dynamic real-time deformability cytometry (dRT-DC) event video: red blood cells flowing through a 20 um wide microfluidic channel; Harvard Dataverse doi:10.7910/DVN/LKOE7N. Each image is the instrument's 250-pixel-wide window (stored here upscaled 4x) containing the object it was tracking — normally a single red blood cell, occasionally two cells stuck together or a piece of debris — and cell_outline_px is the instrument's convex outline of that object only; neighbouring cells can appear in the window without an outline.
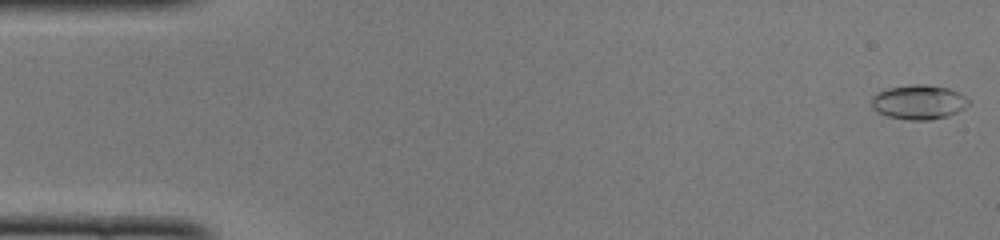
{"species": "common noctule bat (a hibernating species)", "species_latin": "Nyctalus noctula", "temperature_condition": "cold", "stored_images_in_passage": 50, "camera_frame_rate_fps": 3000, "um_per_image_px": 0.085, "animal": {"sex": "female", "body_mass_g": 22.0, "forearm_length_mm": 56.7}, "frame": {"image": 1, "passage_image": 1, "time_ms": 0.0, "image_size_px": [1000, 240], "cell_outline_px": [[972, 100], [964, 108], [956, 112], [944, 116], [928, 120], [908, 120], [888, 116], [872, 108], [872, 96], [876, 92], [888, 88], [912, 84], [924, 84], [948, 88], [960, 92]], "centroid_in_image_um": [78.1, 8.66], "position_along_channel_um": 6.9, "area_um2": 19.48}}
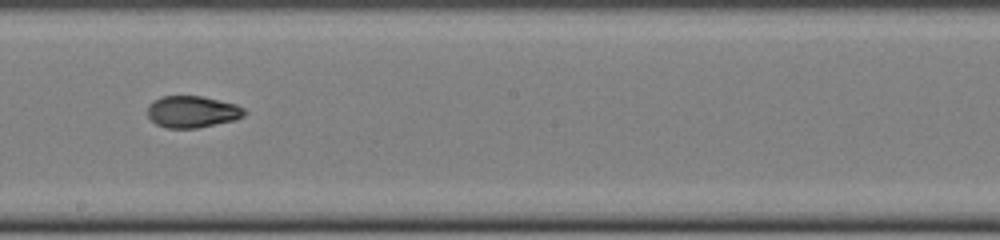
{"frame": {"image": 2, "passage_image": 28, "time_ms": 9.0, "image_size_px": [1000, 240], "cell_outline_px": [[248, 112], [244, 116], [236, 120], [196, 128], [168, 128], [156, 124], [148, 116], [148, 104], [152, 100], [160, 96], [204, 96], [236, 104], [244, 108]], "centroid_in_image_um": [16.36, 9.49], "position_along_channel_um": 231.8, "area_um2": 18.15}}
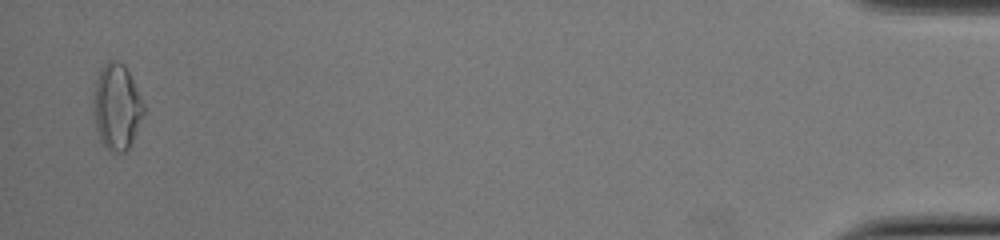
{"frame": {"image": 3, "passage_image": 49, "time_ms": 16.0, "image_size_px": [1000, 240], "cell_outline_px": [[144, 112], [128, 152], [112, 152], [100, 140], [96, 132], [92, 104], [96, 80], [100, 68], [108, 60], [116, 60], [124, 64], [144, 104]], "centroid_in_image_um": [9.9, 9.09], "position_along_channel_um": 425.3, "area_um2": 25.14}, "authors_computed_cell_mechanics": {"area_um2": 18.496, "velocity_mm_per_s": 3.9987, "shape_relaxation_time_tau1_ms": 4.0261, "shape_relaxation_time_tau2_ms": 2.4947, "deformation_change_tau1": 0.1859, "deformation_change_tau2": 0.0741}}